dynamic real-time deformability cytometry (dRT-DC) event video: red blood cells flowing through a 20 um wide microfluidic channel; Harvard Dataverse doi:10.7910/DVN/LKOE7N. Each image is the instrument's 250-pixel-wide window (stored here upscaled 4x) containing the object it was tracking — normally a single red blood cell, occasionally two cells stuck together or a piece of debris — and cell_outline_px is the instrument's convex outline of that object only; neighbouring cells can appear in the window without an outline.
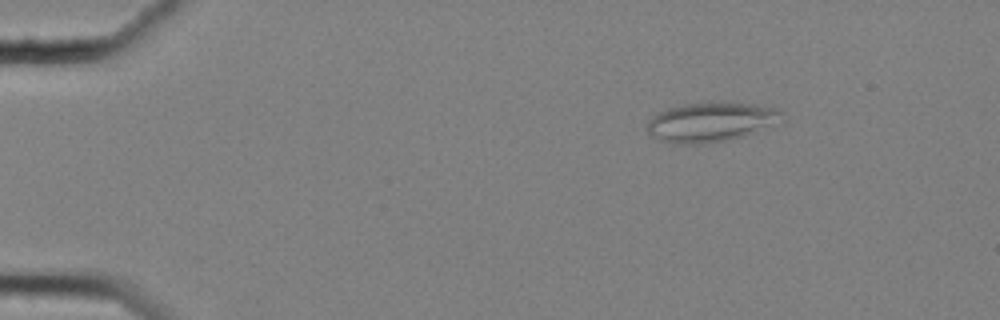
{"species": "common noctule bat (a hibernating species)", "species_latin": "Nyctalus noctula", "temperature_condition": "cold", "stored_images_in_passage": 51, "camera_frame_rate_fps": 3000, "um_per_image_px": 0.085, "animal": {"sex": "female", "body_mass_g": 25.1}, "frame": {"image": 1, "passage_image": 2, "time_ms": 0.333, "image_size_px": [1000, 320], "cell_outline_px": [[784, 112], [752, 132], [744, 136], [728, 140], [700, 144], [676, 144], [660, 140], [648, 132], [644, 128], [648, 120], [652, 116], [660, 112], [684, 104], [756, 104], [772, 108]], "centroid_in_image_um": [60.23, 10.41], "position_along_channel_um": 24.8, "area_um2": 29.36}}
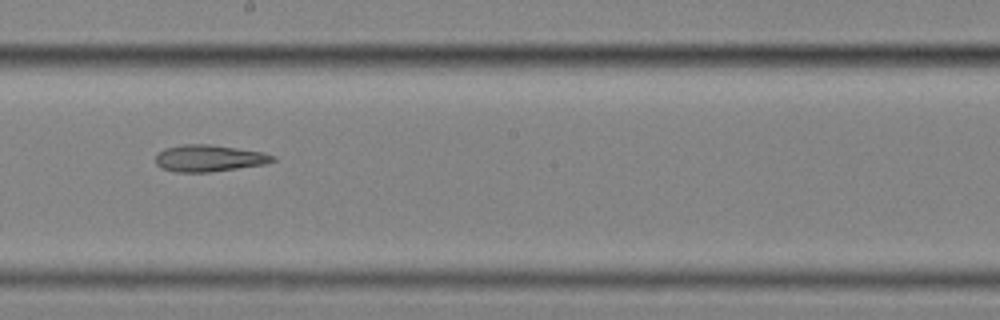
{"frame": {"image": 2, "passage_image": 27, "time_ms": 8.667, "image_size_px": [1000, 320], "cell_outline_px": [[276, 160], [264, 164], [208, 172], [176, 172], [160, 168], [156, 164], [156, 156], [164, 148], [184, 144], [208, 144], [264, 152], [276, 156]], "centroid_in_image_um": [17.76, 13.45], "position_along_channel_um": 230.4, "area_um2": 18.15}}
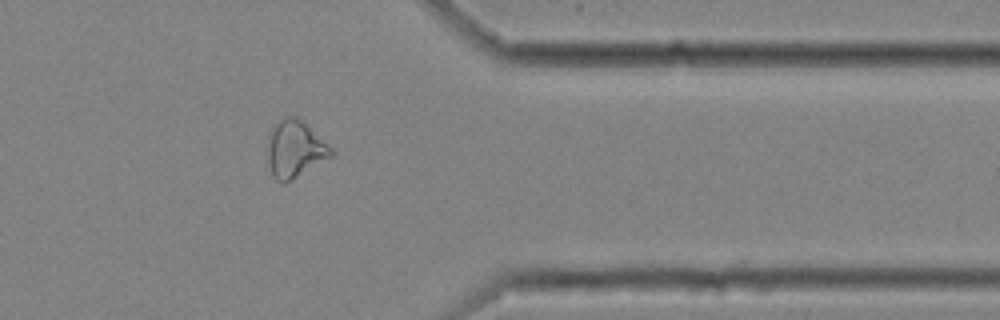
{"frame": {"image": 3, "passage_image": 41, "time_ms": 13.333, "image_size_px": [1000, 320], "cell_outline_px": [[332, 156], [292, 180], [284, 184], [276, 180], [272, 176], [268, 160], [268, 144], [272, 128], [280, 120], [288, 116], [296, 116], [328, 144], [332, 148]], "centroid_in_image_um": [25.06, 12.71], "position_along_channel_um": 386.3, "area_um2": 20.69}, "authors_computed_cell_mechanics": {"area_um2": 20.6924, "velocity_mm_per_s": 3.5236, "shape_relaxation_time_tau1_ms": null, "shape_relaxation_time_tau2_ms": 7.4483, "deformation_change_tau1": null, "deformation_change_tau2": 0.1805}}